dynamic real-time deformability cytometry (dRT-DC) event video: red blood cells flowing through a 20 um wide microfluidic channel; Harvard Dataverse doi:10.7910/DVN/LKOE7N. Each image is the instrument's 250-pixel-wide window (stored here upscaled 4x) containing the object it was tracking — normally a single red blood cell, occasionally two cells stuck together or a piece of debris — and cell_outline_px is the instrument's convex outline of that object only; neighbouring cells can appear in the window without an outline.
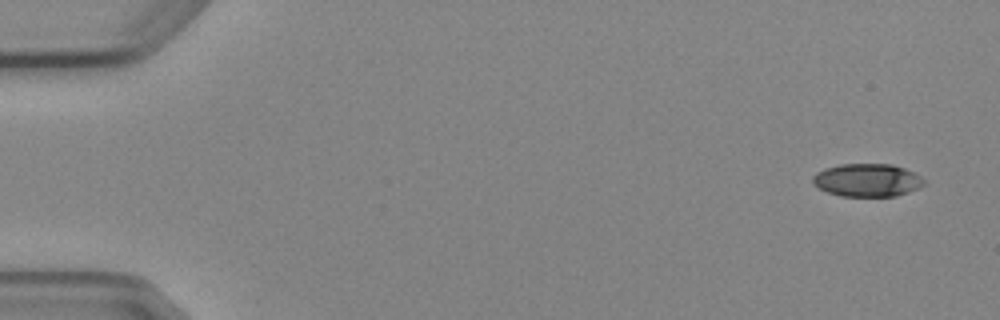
{"species": "Egyptian fruit bat (a non-hibernating species)", "species_latin": "Rousettus aegyptiacus", "temperature_condition": "cold", "stored_images_in_passage": 5, "camera_frame_rate_fps": 3000, "um_per_image_px": 0.085, "animal": {"sex": "female"}, "frame": {"image": 1, "passage_image": 1, "time_ms": 0.0, "image_size_px": [1000, 320], "cell_outline_px": [[924, 184], [908, 192], [896, 196], [840, 196], [828, 192], [812, 184], [812, 176], [816, 172], [824, 168], [840, 164], [892, 164], [904, 168], [920, 176], [924, 180]], "centroid_in_image_um": [73.67, 15.31], "position_along_channel_um": 11.3, "area_um2": 21.33}}
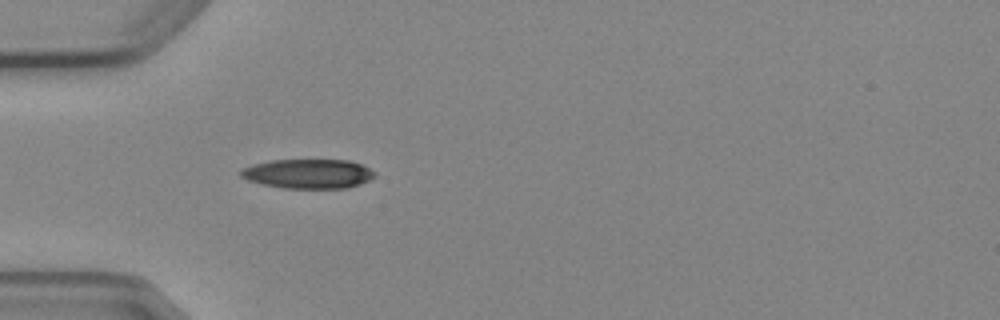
{"frame": {"image": 2, "passage_image": 5, "time_ms": 4.667, "image_size_px": [1000, 320], "cell_outline_px": [[376, 176], [360, 184], [348, 188], [284, 188], [260, 184], [248, 180], [240, 176], [240, 172], [244, 168], [252, 164], [272, 160], [348, 160], [360, 164], [376, 172]], "centroid_in_image_um": [26.19, 14.77], "position_along_channel_um": 58.8, "area_um2": 22.95}}